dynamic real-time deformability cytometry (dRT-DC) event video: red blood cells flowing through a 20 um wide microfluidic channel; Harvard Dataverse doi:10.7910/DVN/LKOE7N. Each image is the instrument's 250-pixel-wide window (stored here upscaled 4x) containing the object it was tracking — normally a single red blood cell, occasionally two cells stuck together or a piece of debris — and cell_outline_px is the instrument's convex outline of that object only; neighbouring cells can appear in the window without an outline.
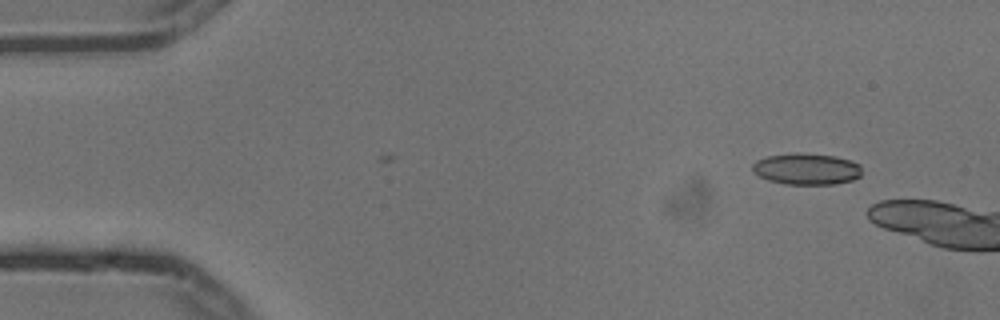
{"species": "common noctule bat (a hibernating species)", "species_latin": "Nyctalus noctula", "temperature_condition": "cold", "stored_images_in_passage": 3, "camera_frame_rate_fps": 3000, "um_per_image_px": 0.085, "animal": {"sex": "male", "body_mass_g": 13.3}, "frame": {"image": 1, "passage_image": 3, "time_ms": 0.667, "image_size_px": [1000, 320], "cell_outline_px": [[860, 176], [852, 180], [836, 184], [784, 184], [768, 180], [752, 172], [752, 164], [756, 160], [768, 156], [796, 152], [800, 152], [836, 156], [852, 160], [860, 164]], "centroid_in_image_um": [68.55, 14.35], "position_along_channel_um": 16.5, "area_um2": 20.23}}